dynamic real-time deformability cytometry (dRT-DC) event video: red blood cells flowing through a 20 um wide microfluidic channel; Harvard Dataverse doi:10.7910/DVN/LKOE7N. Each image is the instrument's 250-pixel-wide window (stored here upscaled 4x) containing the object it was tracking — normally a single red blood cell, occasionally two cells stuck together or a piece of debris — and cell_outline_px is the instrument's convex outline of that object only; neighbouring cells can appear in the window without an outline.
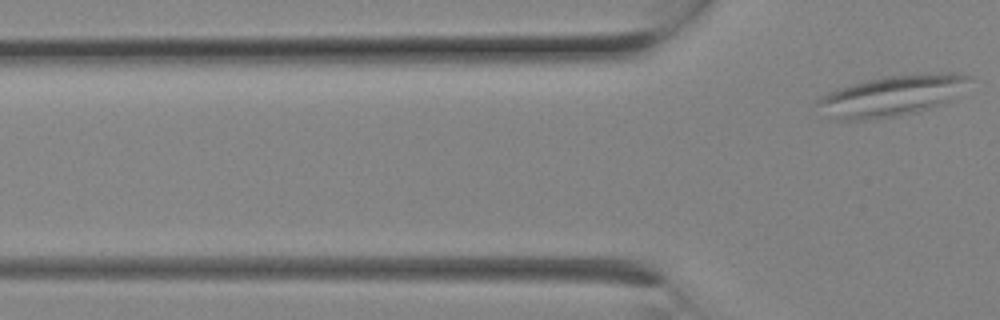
{"species": "Egyptian fruit bat (a non-hibernating species)", "species_latin": "Rousettus aegyptiacus", "temperature_condition": "room temperature", "stored_images_in_passage": 3, "camera_frame_rate_fps": 3000, "um_per_image_px": 0.085, "animal": {"sex": "female"}, "frame": {"image": 1, "passage_image": 3, "time_ms": 0.667, "image_size_px": [1000, 320], "cell_outline_px": [[972, 80], [940, 104], [916, 112], [900, 116], [868, 120], [836, 120], [816, 104], [816, 100], [820, 96], [828, 92], [864, 80], [884, 76], [924, 72], [964, 72], [972, 76]], "centroid_in_image_um": [75.81, 8.1], "position_along_channel_um": 50.0, "area_um2": 36.01}}